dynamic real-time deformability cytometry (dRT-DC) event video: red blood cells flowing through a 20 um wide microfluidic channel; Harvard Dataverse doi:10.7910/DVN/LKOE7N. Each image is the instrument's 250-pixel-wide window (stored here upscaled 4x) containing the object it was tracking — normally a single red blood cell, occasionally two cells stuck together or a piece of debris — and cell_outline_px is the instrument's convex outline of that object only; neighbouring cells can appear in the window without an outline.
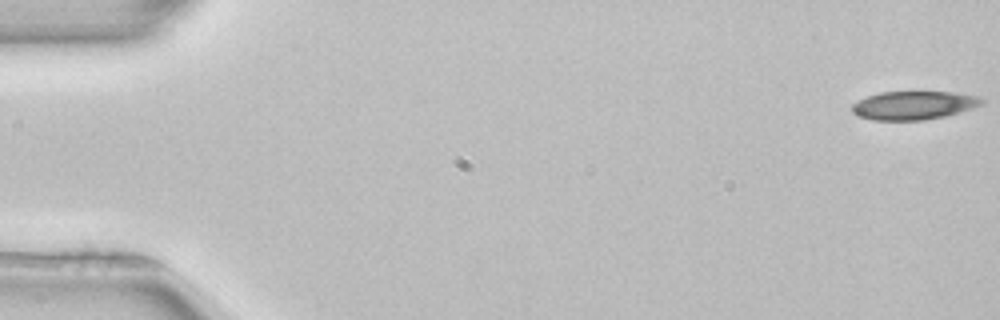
{"species": "common noctule bat (a hibernating species)", "species_latin": "Nyctalus noctula", "temperature_condition": "room temperature", "stored_images_in_passage": 11, "camera_frame_rate_fps": 3000, "um_per_image_px": 0.085, "animal": {"sex": "female", "body_mass_g": 22.7, "forearm_length_mm": 54.2}, "frame": {"image": 1, "passage_image": 1, "time_ms": 0.0, "image_size_px": [1000, 320], "cell_outline_px": [[984, 104], [960, 112], [944, 116], [924, 120], [872, 120], [860, 116], [852, 112], [852, 104], [868, 96], [880, 92], [956, 92], [980, 96], [984, 100]], "centroid_in_image_um": [77.71, 8.95], "position_along_channel_um": 7.3, "area_um2": 21.5}}